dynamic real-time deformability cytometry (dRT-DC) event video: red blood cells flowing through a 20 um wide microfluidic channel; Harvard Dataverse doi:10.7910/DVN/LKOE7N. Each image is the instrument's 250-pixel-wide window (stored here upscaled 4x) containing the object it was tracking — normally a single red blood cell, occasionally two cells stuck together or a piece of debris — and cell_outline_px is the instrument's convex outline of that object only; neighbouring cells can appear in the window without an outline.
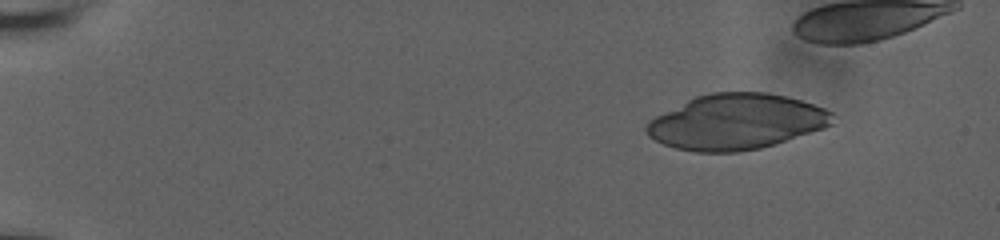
{"species": "human", "species_latin": "Homo sapiens", "temperature_condition": "room temperature", "stored_images_in_passage": 39, "camera_frame_rate_fps": 3000, "um_per_image_px": 0.085, "donor": {"sex": "male"}, "frame": {"image": 1, "passage_image": 1, "time_ms": 0.0, "image_size_px": [1000, 240], "cell_outline_px": [[832, 124], [824, 128], [760, 148], [740, 152], [696, 152], [676, 148], [664, 144], [648, 136], [644, 128], [648, 120], [696, 96], [712, 92], [764, 92], [784, 96], [800, 100], [824, 108], [832, 112]], "centroid_in_image_um": [62.55, 10.36], "position_along_channel_um": 22.4, "area_um2": 59.65}}